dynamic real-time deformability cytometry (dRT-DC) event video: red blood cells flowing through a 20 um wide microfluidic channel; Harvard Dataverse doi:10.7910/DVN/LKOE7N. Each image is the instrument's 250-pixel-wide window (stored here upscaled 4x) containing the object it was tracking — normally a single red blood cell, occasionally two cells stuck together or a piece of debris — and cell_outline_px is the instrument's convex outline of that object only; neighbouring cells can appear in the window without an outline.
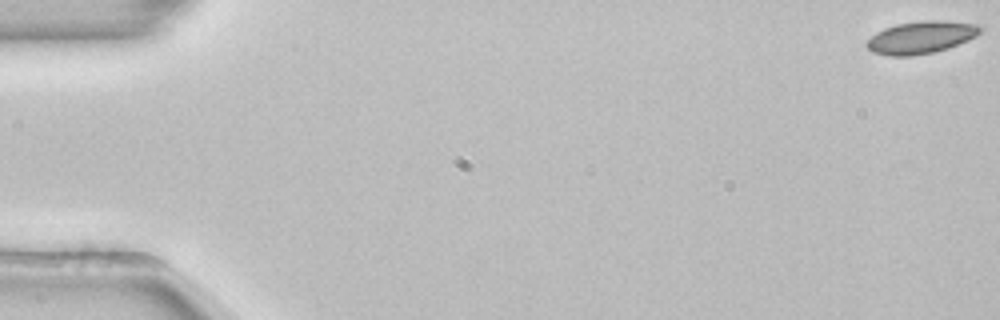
{"species": "common noctule bat (a hibernating species)", "species_latin": "Nyctalus noctula", "temperature_condition": "room temperature", "stored_images_in_passage": 54, "camera_frame_rate_fps": 3000, "um_per_image_px": 0.085, "animal": {"sex": "female", "body_mass_g": 22.7, "forearm_length_mm": 54.2}, "frame": {"image": 1, "passage_image": 1, "time_ms": 0.0, "image_size_px": [1000, 320], "cell_outline_px": [[984, 28], [976, 36], [968, 40], [948, 48], [932, 52], [912, 56], [888, 56], [872, 52], [864, 44], [876, 32], [884, 28], [896, 24], [924, 20], [940, 20], [980, 24]], "centroid_in_image_um": [78.29, 3.17], "position_along_channel_um": 6.7, "area_um2": 21.56}}
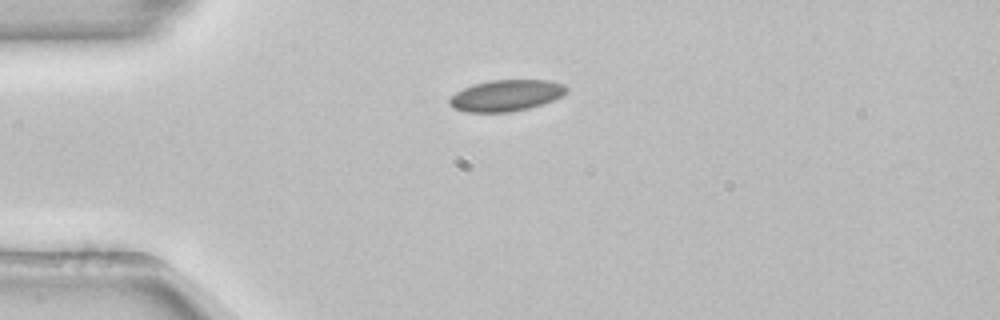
{"frame": {"image": 2, "passage_image": 14, "time_ms": 4.333, "image_size_px": [1000, 320], "cell_outline_px": [[568, 92], [552, 100], [528, 108], [508, 112], [464, 112], [452, 108], [448, 104], [448, 100], [456, 92], [472, 84], [488, 80], [552, 80], [564, 84], [568, 88]], "centroid_in_image_um": [42.99, 8.11], "position_along_channel_um": 42.0, "area_um2": 21.44}}
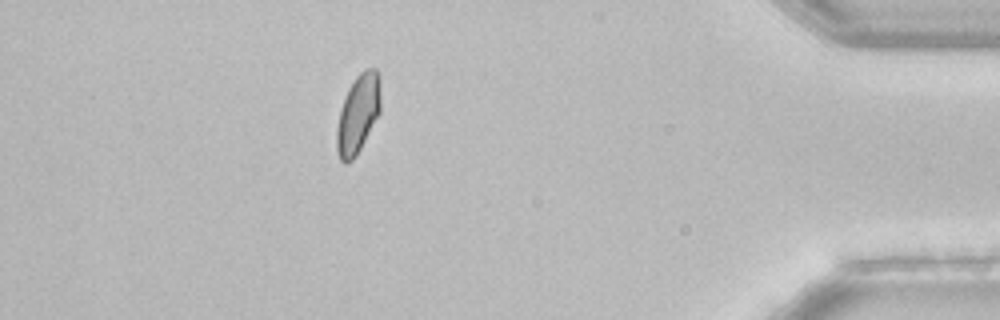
{"frame": {"image": 3, "passage_image": 48, "time_ms": 15.667, "image_size_px": [1000, 320], "cell_outline_px": [[380, 112], [356, 156], [352, 160], [344, 164], [340, 160], [336, 148], [336, 132], [340, 108], [348, 88], [356, 76], [364, 68], [376, 68], [380, 76]], "centroid_in_image_um": [30.43, 9.66], "position_along_channel_um": 404.8, "area_um2": 20.29}, "authors_computed_cell_mechanics": {"area_um2": 20.7791, "velocity_mm_per_s": 3.8589, "shape_relaxation_time_tau1_ms": 4.3438, "shape_relaxation_time_tau2_ms": null, "deformation_change_tau1": 0.0578, "deformation_change_tau2": null}}